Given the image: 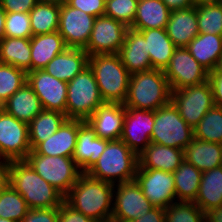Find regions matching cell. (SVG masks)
<instances>
[{
	"label": "cell",
	"instance_id": "bcb514c9",
	"mask_svg": "<svg viewBox=\"0 0 222 222\" xmlns=\"http://www.w3.org/2000/svg\"><path fill=\"white\" fill-rule=\"evenodd\" d=\"M37 2V0H0V5L5 12L29 13Z\"/></svg>",
	"mask_w": 222,
	"mask_h": 222
},
{
	"label": "cell",
	"instance_id": "d6986e66",
	"mask_svg": "<svg viewBox=\"0 0 222 222\" xmlns=\"http://www.w3.org/2000/svg\"><path fill=\"white\" fill-rule=\"evenodd\" d=\"M108 142L109 140L97 137L94 129L87 121L79 126L72 158L81 173H87L94 166Z\"/></svg>",
	"mask_w": 222,
	"mask_h": 222
},
{
	"label": "cell",
	"instance_id": "5b68a950",
	"mask_svg": "<svg viewBox=\"0 0 222 222\" xmlns=\"http://www.w3.org/2000/svg\"><path fill=\"white\" fill-rule=\"evenodd\" d=\"M137 167L138 155L122 140H115L107 143L97 162L86 174L91 178L116 185L133 181Z\"/></svg>",
	"mask_w": 222,
	"mask_h": 222
},
{
	"label": "cell",
	"instance_id": "83f0119b",
	"mask_svg": "<svg viewBox=\"0 0 222 222\" xmlns=\"http://www.w3.org/2000/svg\"><path fill=\"white\" fill-rule=\"evenodd\" d=\"M140 31L146 41V52L149 55L152 69L165 70L169 65L176 46L168 37L165 29H146Z\"/></svg>",
	"mask_w": 222,
	"mask_h": 222
},
{
	"label": "cell",
	"instance_id": "f1b7e54d",
	"mask_svg": "<svg viewBox=\"0 0 222 222\" xmlns=\"http://www.w3.org/2000/svg\"><path fill=\"white\" fill-rule=\"evenodd\" d=\"M171 10L162 0H138L136 15L130 28L135 30L165 29Z\"/></svg>",
	"mask_w": 222,
	"mask_h": 222
},
{
	"label": "cell",
	"instance_id": "681fc988",
	"mask_svg": "<svg viewBox=\"0 0 222 222\" xmlns=\"http://www.w3.org/2000/svg\"><path fill=\"white\" fill-rule=\"evenodd\" d=\"M162 2L171 10H179L190 8L193 5V0H162Z\"/></svg>",
	"mask_w": 222,
	"mask_h": 222
},
{
	"label": "cell",
	"instance_id": "4dcf8cb0",
	"mask_svg": "<svg viewBox=\"0 0 222 222\" xmlns=\"http://www.w3.org/2000/svg\"><path fill=\"white\" fill-rule=\"evenodd\" d=\"M194 203L203 212L222 205V166L202 172L199 191Z\"/></svg>",
	"mask_w": 222,
	"mask_h": 222
},
{
	"label": "cell",
	"instance_id": "e0dca14e",
	"mask_svg": "<svg viewBox=\"0 0 222 222\" xmlns=\"http://www.w3.org/2000/svg\"><path fill=\"white\" fill-rule=\"evenodd\" d=\"M154 126V111L125 108L122 140L139 155L150 143Z\"/></svg>",
	"mask_w": 222,
	"mask_h": 222
},
{
	"label": "cell",
	"instance_id": "6f0895ef",
	"mask_svg": "<svg viewBox=\"0 0 222 222\" xmlns=\"http://www.w3.org/2000/svg\"><path fill=\"white\" fill-rule=\"evenodd\" d=\"M0 222H14L13 220H8L0 217Z\"/></svg>",
	"mask_w": 222,
	"mask_h": 222
},
{
	"label": "cell",
	"instance_id": "7402d4cb",
	"mask_svg": "<svg viewBox=\"0 0 222 222\" xmlns=\"http://www.w3.org/2000/svg\"><path fill=\"white\" fill-rule=\"evenodd\" d=\"M165 30L176 47H186L199 34L196 7L171 11Z\"/></svg>",
	"mask_w": 222,
	"mask_h": 222
},
{
	"label": "cell",
	"instance_id": "f5cc1de1",
	"mask_svg": "<svg viewBox=\"0 0 222 222\" xmlns=\"http://www.w3.org/2000/svg\"><path fill=\"white\" fill-rule=\"evenodd\" d=\"M5 18L6 12L2 9L0 5V40L4 38Z\"/></svg>",
	"mask_w": 222,
	"mask_h": 222
},
{
	"label": "cell",
	"instance_id": "74e56055",
	"mask_svg": "<svg viewBox=\"0 0 222 222\" xmlns=\"http://www.w3.org/2000/svg\"><path fill=\"white\" fill-rule=\"evenodd\" d=\"M26 82L25 70L0 63V104L3 105Z\"/></svg>",
	"mask_w": 222,
	"mask_h": 222
},
{
	"label": "cell",
	"instance_id": "484cf974",
	"mask_svg": "<svg viewBox=\"0 0 222 222\" xmlns=\"http://www.w3.org/2000/svg\"><path fill=\"white\" fill-rule=\"evenodd\" d=\"M30 46V71L43 70L55 56L68 48L58 31L32 36Z\"/></svg>",
	"mask_w": 222,
	"mask_h": 222
},
{
	"label": "cell",
	"instance_id": "11a10c76",
	"mask_svg": "<svg viewBox=\"0 0 222 222\" xmlns=\"http://www.w3.org/2000/svg\"><path fill=\"white\" fill-rule=\"evenodd\" d=\"M38 2H43V3H52V4H57V5H62L64 3H67V0H37Z\"/></svg>",
	"mask_w": 222,
	"mask_h": 222
},
{
	"label": "cell",
	"instance_id": "4fadbf2b",
	"mask_svg": "<svg viewBox=\"0 0 222 222\" xmlns=\"http://www.w3.org/2000/svg\"><path fill=\"white\" fill-rule=\"evenodd\" d=\"M128 28L121 21L109 16L96 17L90 39L84 50L88 56L119 53Z\"/></svg>",
	"mask_w": 222,
	"mask_h": 222
},
{
	"label": "cell",
	"instance_id": "ba28073f",
	"mask_svg": "<svg viewBox=\"0 0 222 222\" xmlns=\"http://www.w3.org/2000/svg\"><path fill=\"white\" fill-rule=\"evenodd\" d=\"M25 160L36 173L64 197L82 174L72 157L40 155L31 150Z\"/></svg>",
	"mask_w": 222,
	"mask_h": 222
},
{
	"label": "cell",
	"instance_id": "5bb4252c",
	"mask_svg": "<svg viewBox=\"0 0 222 222\" xmlns=\"http://www.w3.org/2000/svg\"><path fill=\"white\" fill-rule=\"evenodd\" d=\"M134 180L154 207L167 208L177 202L173 173L138 166Z\"/></svg>",
	"mask_w": 222,
	"mask_h": 222
},
{
	"label": "cell",
	"instance_id": "d6a6232c",
	"mask_svg": "<svg viewBox=\"0 0 222 222\" xmlns=\"http://www.w3.org/2000/svg\"><path fill=\"white\" fill-rule=\"evenodd\" d=\"M30 38L4 37L0 40V63L30 72Z\"/></svg>",
	"mask_w": 222,
	"mask_h": 222
},
{
	"label": "cell",
	"instance_id": "db71d44e",
	"mask_svg": "<svg viewBox=\"0 0 222 222\" xmlns=\"http://www.w3.org/2000/svg\"><path fill=\"white\" fill-rule=\"evenodd\" d=\"M222 0H193V5L195 7L200 5H207V4H214V3H221Z\"/></svg>",
	"mask_w": 222,
	"mask_h": 222
},
{
	"label": "cell",
	"instance_id": "60d3db41",
	"mask_svg": "<svg viewBox=\"0 0 222 222\" xmlns=\"http://www.w3.org/2000/svg\"><path fill=\"white\" fill-rule=\"evenodd\" d=\"M138 0H106L104 15L130 27L136 15Z\"/></svg>",
	"mask_w": 222,
	"mask_h": 222
},
{
	"label": "cell",
	"instance_id": "9a60e30c",
	"mask_svg": "<svg viewBox=\"0 0 222 222\" xmlns=\"http://www.w3.org/2000/svg\"><path fill=\"white\" fill-rule=\"evenodd\" d=\"M96 17L71 7L67 3L60 6L58 32L67 47L84 49L91 36Z\"/></svg>",
	"mask_w": 222,
	"mask_h": 222
},
{
	"label": "cell",
	"instance_id": "603a6c76",
	"mask_svg": "<svg viewBox=\"0 0 222 222\" xmlns=\"http://www.w3.org/2000/svg\"><path fill=\"white\" fill-rule=\"evenodd\" d=\"M88 58L84 49L68 47L55 56L44 70L61 81L69 82L88 66Z\"/></svg>",
	"mask_w": 222,
	"mask_h": 222
},
{
	"label": "cell",
	"instance_id": "ee69618b",
	"mask_svg": "<svg viewBox=\"0 0 222 222\" xmlns=\"http://www.w3.org/2000/svg\"><path fill=\"white\" fill-rule=\"evenodd\" d=\"M58 208L30 209L22 222H57Z\"/></svg>",
	"mask_w": 222,
	"mask_h": 222
},
{
	"label": "cell",
	"instance_id": "3957f363",
	"mask_svg": "<svg viewBox=\"0 0 222 222\" xmlns=\"http://www.w3.org/2000/svg\"><path fill=\"white\" fill-rule=\"evenodd\" d=\"M171 100V89L164 71L152 69L130 76L125 108L155 111Z\"/></svg>",
	"mask_w": 222,
	"mask_h": 222
},
{
	"label": "cell",
	"instance_id": "f6af8a7d",
	"mask_svg": "<svg viewBox=\"0 0 222 222\" xmlns=\"http://www.w3.org/2000/svg\"><path fill=\"white\" fill-rule=\"evenodd\" d=\"M57 222H95L80 211L75 210L65 200L58 208Z\"/></svg>",
	"mask_w": 222,
	"mask_h": 222
},
{
	"label": "cell",
	"instance_id": "f546056e",
	"mask_svg": "<svg viewBox=\"0 0 222 222\" xmlns=\"http://www.w3.org/2000/svg\"><path fill=\"white\" fill-rule=\"evenodd\" d=\"M186 48L208 72H212L222 54V36L199 33Z\"/></svg>",
	"mask_w": 222,
	"mask_h": 222
},
{
	"label": "cell",
	"instance_id": "7c38bea8",
	"mask_svg": "<svg viewBox=\"0 0 222 222\" xmlns=\"http://www.w3.org/2000/svg\"><path fill=\"white\" fill-rule=\"evenodd\" d=\"M31 152L28 123L0 111V159L25 160Z\"/></svg>",
	"mask_w": 222,
	"mask_h": 222
},
{
	"label": "cell",
	"instance_id": "4316f807",
	"mask_svg": "<svg viewBox=\"0 0 222 222\" xmlns=\"http://www.w3.org/2000/svg\"><path fill=\"white\" fill-rule=\"evenodd\" d=\"M2 109L17 120L29 124L43 107L39 97L26 82L2 105Z\"/></svg>",
	"mask_w": 222,
	"mask_h": 222
},
{
	"label": "cell",
	"instance_id": "cb8c5ba5",
	"mask_svg": "<svg viewBox=\"0 0 222 222\" xmlns=\"http://www.w3.org/2000/svg\"><path fill=\"white\" fill-rule=\"evenodd\" d=\"M183 160L182 149L151 142L138 155V166L144 169H159L173 173Z\"/></svg>",
	"mask_w": 222,
	"mask_h": 222
},
{
	"label": "cell",
	"instance_id": "f907efd6",
	"mask_svg": "<svg viewBox=\"0 0 222 222\" xmlns=\"http://www.w3.org/2000/svg\"><path fill=\"white\" fill-rule=\"evenodd\" d=\"M205 222H222V205L205 211Z\"/></svg>",
	"mask_w": 222,
	"mask_h": 222
},
{
	"label": "cell",
	"instance_id": "8fae6325",
	"mask_svg": "<svg viewBox=\"0 0 222 222\" xmlns=\"http://www.w3.org/2000/svg\"><path fill=\"white\" fill-rule=\"evenodd\" d=\"M153 208L135 180L114 186L112 219L118 222L134 221Z\"/></svg>",
	"mask_w": 222,
	"mask_h": 222
},
{
	"label": "cell",
	"instance_id": "8d00e7d4",
	"mask_svg": "<svg viewBox=\"0 0 222 222\" xmlns=\"http://www.w3.org/2000/svg\"><path fill=\"white\" fill-rule=\"evenodd\" d=\"M193 131L196 139L222 144V107H212Z\"/></svg>",
	"mask_w": 222,
	"mask_h": 222
},
{
	"label": "cell",
	"instance_id": "ffe728a7",
	"mask_svg": "<svg viewBox=\"0 0 222 222\" xmlns=\"http://www.w3.org/2000/svg\"><path fill=\"white\" fill-rule=\"evenodd\" d=\"M83 120L66 119L59 129L34 151L40 155L72 157L77 141L78 128Z\"/></svg>",
	"mask_w": 222,
	"mask_h": 222
},
{
	"label": "cell",
	"instance_id": "30bf717a",
	"mask_svg": "<svg viewBox=\"0 0 222 222\" xmlns=\"http://www.w3.org/2000/svg\"><path fill=\"white\" fill-rule=\"evenodd\" d=\"M164 74L171 91L201 84L209 78V72L186 47H176Z\"/></svg>",
	"mask_w": 222,
	"mask_h": 222
},
{
	"label": "cell",
	"instance_id": "d4e9b609",
	"mask_svg": "<svg viewBox=\"0 0 222 222\" xmlns=\"http://www.w3.org/2000/svg\"><path fill=\"white\" fill-rule=\"evenodd\" d=\"M184 160L205 172L222 166V144L193 138L183 149Z\"/></svg>",
	"mask_w": 222,
	"mask_h": 222
},
{
	"label": "cell",
	"instance_id": "816d5d0a",
	"mask_svg": "<svg viewBox=\"0 0 222 222\" xmlns=\"http://www.w3.org/2000/svg\"><path fill=\"white\" fill-rule=\"evenodd\" d=\"M8 182V161L0 159V190Z\"/></svg>",
	"mask_w": 222,
	"mask_h": 222
},
{
	"label": "cell",
	"instance_id": "52a82bcc",
	"mask_svg": "<svg viewBox=\"0 0 222 222\" xmlns=\"http://www.w3.org/2000/svg\"><path fill=\"white\" fill-rule=\"evenodd\" d=\"M193 138V128L180 116L171 101L154 111L152 143L183 150Z\"/></svg>",
	"mask_w": 222,
	"mask_h": 222
},
{
	"label": "cell",
	"instance_id": "7a4b0ae2",
	"mask_svg": "<svg viewBox=\"0 0 222 222\" xmlns=\"http://www.w3.org/2000/svg\"><path fill=\"white\" fill-rule=\"evenodd\" d=\"M114 186L82 173L64 200L93 221L112 218Z\"/></svg>",
	"mask_w": 222,
	"mask_h": 222
},
{
	"label": "cell",
	"instance_id": "7dc6e473",
	"mask_svg": "<svg viewBox=\"0 0 222 222\" xmlns=\"http://www.w3.org/2000/svg\"><path fill=\"white\" fill-rule=\"evenodd\" d=\"M208 81L212 88L215 106L222 107V74L215 71L209 72Z\"/></svg>",
	"mask_w": 222,
	"mask_h": 222
},
{
	"label": "cell",
	"instance_id": "e575fe53",
	"mask_svg": "<svg viewBox=\"0 0 222 222\" xmlns=\"http://www.w3.org/2000/svg\"><path fill=\"white\" fill-rule=\"evenodd\" d=\"M32 35L49 34L58 31L60 5L37 2L29 12Z\"/></svg>",
	"mask_w": 222,
	"mask_h": 222
},
{
	"label": "cell",
	"instance_id": "c3c4849f",
	"mask_svg": "<svg viewBox=\"0 0 222 222\" xmlns=\"http://www.w3.org/2000/svg\"><path fill=\"white\" fill-rule=\"evenodd\" d=\"M165 221V208L154 207L143 217L130 222H164Z\"/></svg>",
	"mask_w": 222,
	"mask_h": 222
},
{
	"label": "cell",
	"instance_id": "44dd1931",
	"mask_svg": "<svg viewBox=\"0 0 222 222\" xmlns=\"http://www.w3.org/2000/svg\"><path fill=\"white\" fill-rule=\"evenodd\" d=\"M118 54L122 64L131 75L152 70L151 61L146 52L145 38L138 30L128 28L124 43Z\"/></svg>",
	"mask_w": 222,
	"mask_h": 222
},
{
	"label": "cell",
	"instance_id": "f35d334b",
	"mask_svg": "<svg viewBox=\"0 0 222 222\" xmlns=\"http://www.w3.org/2000/svg\"><path fill=\"white\" fill-rule=\"evenodd\" d=\"M196 10L199 33L222 36V4L200 5Z\"/></svg>",
	"mask_w": 222,
	"mask_h": 222
},
{
	"label": "cell",
	"instance_id": "9f6ffc18",
	"mask_svg": "<svg viewBox=\"0 0 222 222\" xmlns=\"http://www.w3.org/2000/svg\"><path fill=\"white\" fill-rule=\"evenodd\" d=\"M214 71L217 73V74H222V54H221V57L219 58L218 60V63L214 69Z\"/></svg>",
	"mask_w": 222,
	"mask_h": 222
},
{
	"label": "cell",
	"instance_id": "680465c9",
	"mask_svg": "<svg viewBox=\"0 0 222 222\" xmlns=\"http://www.w3.org/2000/svg\"><path fill=\"white\" fill-rule=\"evenodd\" d=\"M98 222H118V221L111 218V219H108V220L98 221Z\"/></svg>",
	"mask_w": 222,
	"mask_h": 222
},
{
	"label": "cell",
	"instance_id": "7bdbcfd3",
	"mask_svg": "<svg viewBox=\"0 0 222 222\" xmlns=\"http://www.w3.org/2000/svg\"><path fill=\"white\" fill-rule=\"evenodd\" d=\"M105 3L106 0H67L69 6L80 9L94 17L104 15Z\"/></svg>",
	"mask_w": 222,
	"mask_h": 222
},
{
	"label": "cell",
	"instance_id": "6da1fadb",
	"mask_svg": "<svg viewBox=\"0 0 222 222\" xmlns=\"http://www.w3.org/2000/svg\"><path fill=\"white\" fill-rule=\"evenodd\" d=\"M8 183L22 195L29 209L59 208L64 201V196L26 160L8 161Z\"/></svg>",
	"mask_w": 222,
	"mask_h": 222
},
{
	"label": "cell",
	"instance_id": "b9f144b4",
	"mask_svg": "<svg viewBox=\"0 0 222 222\" xmlns=\"http://www.w3.org/2000/svg\"><path fill=\"white\" fill-rule=\"evenodd\" d=\"M29 13L6 12L4 37L31 38Z\"/></svg>",
	"mask_w": 222,
	"mask_h": 222
},
{
	"label": "cell",
	"instance_id": "ac0fdd59",
	"mask_svg": "<svg viewBox=\"0 0 222 222\" xmlns=\"http://www.w3.org/2000/svg\"><path fill=\"white\" fill-rule=\"evenodd\" d=\"M125 118V107L121 103H104L86 120L97 137L109 141L120 140Z\"/></svg>",
	"mask_w": 222,
	"mask_h": 222
},
{
	"label": "cell",
	"instance_id": "277c9868",
	"mask_svg": "<svg viewBox=\"0 0 222 222\" xmlns=\"http://www.w3.org/2000/svg\"><path fill=\"white\" fill-rule=\"evenodd\" d=\"M99 93L105 103H121L126 100L131 74L122 64L118 53L97 54L88 58Z\"/></svg>",
	"mask_w": 222,
	"mask_h": 222
},
{
	"label": "cell",
	"instance_id": "2e32d148",
	"mask_svg": "<svg viewBox=\"0 0 222 222\" xmlns=\"http://www.w3.org/2000/svg\"><path fill=\"white\" fill-rule=\"evenodd\" d=\"M27 84L39 97L44 110L66 115L68 82L61 81L43 70L27 72Z\"/></svg>",
	"mask_w": 222,
	"mask_h": 222
},
{
	"label": "cell",
	"instance_id": "836d02e7",
	"mask_svg": "<svg viewBox=\"0 0 222 222\" xmlns=\"http://www.w3.org/2000/svg\"><path fill=\"white\" fill-rule=\"evenodd\" d=\"M202 172L192 164L183 162L173 172L177 201L194 202L201 182Z\"/></svg>",
	"mask_w": 222,
	"mask_h": 222
},
{
	"label": "cell",
	"instance_id": "ab89813d",
	"mask_svg": "<svg viewBox=\"0 0 222 222\" xmlns=\"http://www.w3.org/2000/svg\"><path fill=\"white\" fill-rule=\"evenodd\" d=\"M164 222H205V212L194 202L177 201L165 208Z\"/></svg>",
	"mask_w": 222,
	"mask_h": 222
},
{
	"label": "cell",
	"instance_id": "d590c367",
	"mask_svg": "<svg viewBox=\"0 0 222 222\" xmlns=\"http://www.w3.org/2000/svg\"><path fill=\"white\" fill-rule=\"evenodd\" d=\"M29 210L22 195L7 182L0 190V217L14 222H22Z\"/></svg>",
	"mask_w": 222,
	"mask_h": 222
},
{
	"label": "cell",
	"instance_id": "9c48e42d",
	"mask_svg": "<svg viewBox=\"0 0 222 222\" xmlns=\"http://www.w3.org/2000/svg\"><path fill=\"white\" fill-rule=\"evenodd\" d=\"M180 116L194 128L215 106L209 81L171 91V100Z\"/></svg>",
	"mask_w": 222,
	"mask_h": 222
},
{
	"label": "cell",
	"instance_id": "1f68e13d",
	"mask_svg": "<svg viewBox=\"0 0 222 222\" xmlns=\"http://www.w3.org/2000/svg\"><path fill=\"white\" fill-rule=\"evenodd\" d=\"M66 119V115L62 112L43 109L28 124L31 150L53 135Z\"/></svg>",
	"mask_w": 222,
	"mask_h": 222
},
{
	"label": "cell",
	"instance_id": "8992f818",
	"mask_svg": "<svg viewBox=\"0 0 222 222\" xmlns=\"http://www.w3.org/2000/svg\"><path fill=\"white\" fill-rule=\"evenodd\" d=\"M104 103L99 93L94 72L89 65L68 82L67 119L86 121Z\"/></svg>",
	"mask_w": 222,
	"mask_h": 222
}]
</instances>
